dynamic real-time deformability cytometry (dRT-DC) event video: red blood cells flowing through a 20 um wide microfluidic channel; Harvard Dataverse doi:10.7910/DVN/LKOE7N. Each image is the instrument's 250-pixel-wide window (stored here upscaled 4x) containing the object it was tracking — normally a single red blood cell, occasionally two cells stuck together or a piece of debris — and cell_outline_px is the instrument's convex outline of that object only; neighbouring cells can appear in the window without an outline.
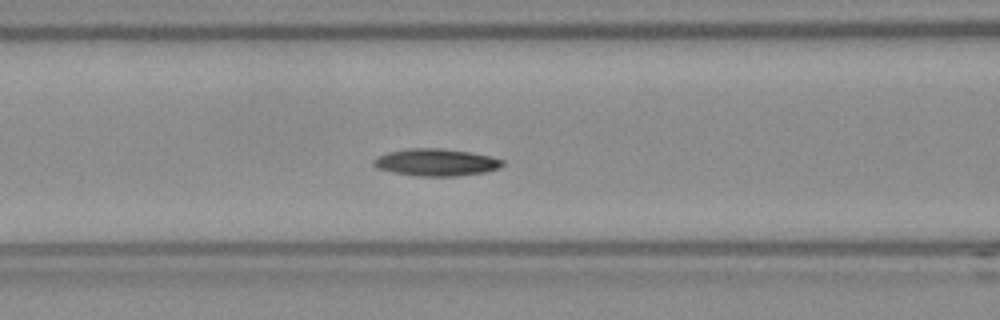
{"species": "Egyptian fruit bat (a non-hibernating species)", "species_latin": "Rousettus aegyptiacus", "temperature_condition": "room temperature", "stored_images_in_passage": 38, "camera_frame_rate_fps": 3000, "um_per_image_px": 0.085, "frame": {"image": 1, "passage_image": 17, "time_ms": 5.333, "image_size_px": [1000, 320], "cell_outline_px": [[504, 164], [500, 168], [484, 172], [456, 176], [420, 176], [392, 172], [376, 168], [372, 164], [372, 160], [376, 156], [388, 152], [408, 148], [440, 148], [468, 152], [492, 156], [504, 160]], "centroid_in_image_um": [37.04, 13.79], "position_along_channel_um": 129.6, "area_um2": 20.52}, "authors_computed_cell_mechanics": {"area_um2": 19.5942, "velocity_mm_per_s": 3.7494, "shape_relaxation_time_tau1_ms": 4.7477, "shape_relaxation_time_tau2_ms": null, "deformation_change_tau1": 0.1294, "deformation_change_tau2": null}}